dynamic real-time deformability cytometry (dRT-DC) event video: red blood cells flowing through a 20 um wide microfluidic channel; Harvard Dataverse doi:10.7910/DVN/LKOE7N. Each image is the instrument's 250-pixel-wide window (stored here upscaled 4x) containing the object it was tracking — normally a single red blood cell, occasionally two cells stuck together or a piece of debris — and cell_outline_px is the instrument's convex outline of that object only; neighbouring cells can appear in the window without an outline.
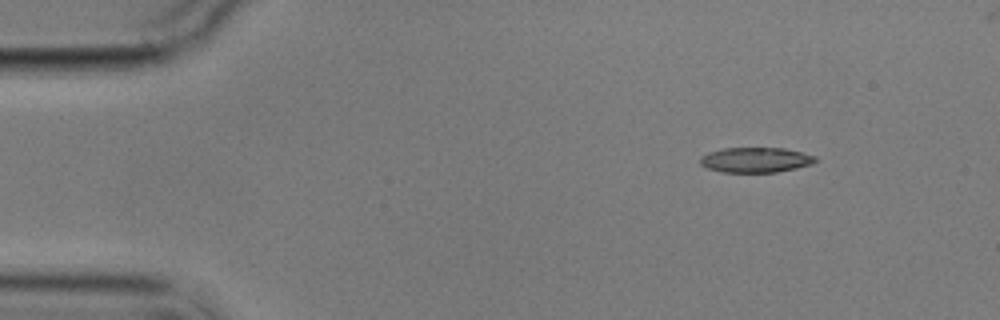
{"species": "common noctule bat (a hibernating species)", "species_latin": "Nyctalus noctula", "temperature_condition": "cold", "stored_images_in_passage": 9, "camera_frame_rate_fps": 3000, "um_per_image_px": 0.085, "animal": {"sex": "male", "body_mass_g": 17.9}, "frame": {"image": 1, "passage_image": 1, "time_ms": 0.0, "image_size_px": [1000, 320], "cell_outline_px": [[816, 160], [812, 164], [796, 168], [776, 172], [720, 172], [708, 168], [700, 164], [700, 156], [708, 152], [724, 148], [784, 148], [816, 156]], "centroid_in_image_um": [64.2, 13.59], "position_along_channel_um": 20.8, "area_um2": 16.82}}
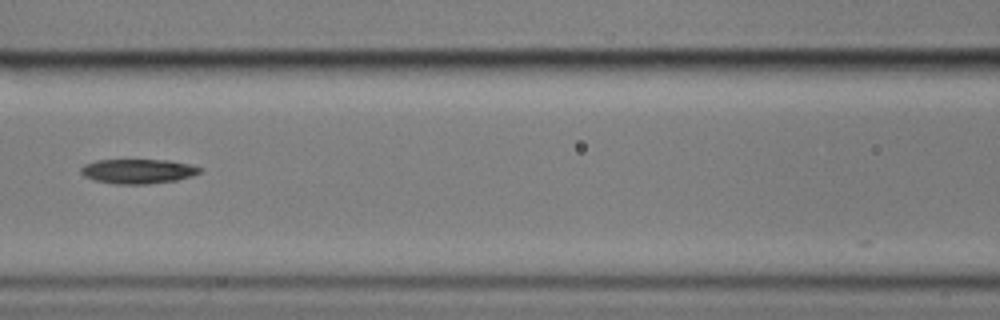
{"frame": {"image": 2, "passage_image": 6, "time_ms": 6.0, "image_size_px": [1000, 320], "cell_outline_px": [[204, 168], [200, 172], [192, 176], [176, 180], [148, 184], [116, 184], [96, 180], [84, 176], [80, 172], [80, 168], [84, 164], [96, 160], [168, 160], [192, 164]], "centroid_in_image_um": [11.75, 14.55], "position_along_channel_um": 154.8, "area_um2": 17.11}}
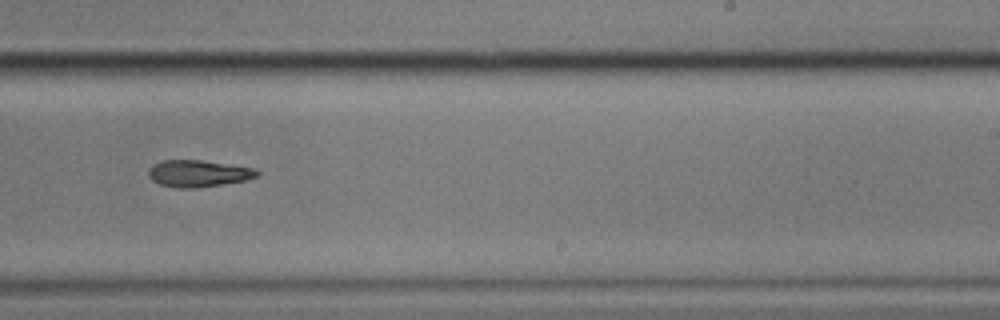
{"frame": {"image": 3, "passage_image": 9, "time_ms": 9.333, "image_size_px": [1000, 320], "cell_outline_px": [[260, 176], [244, 180], [220, 184], [192, 188], [172, 188], [160, 184], [152, 180], [148, 176], [148, 168], [152, 164], [164, 160], [200, 160], [252, 168], [260, 172]], "centroid_in_image_um": [16.79, 14.74], "position_along_channel_um": 272.2, "area_um2": 16.82}}